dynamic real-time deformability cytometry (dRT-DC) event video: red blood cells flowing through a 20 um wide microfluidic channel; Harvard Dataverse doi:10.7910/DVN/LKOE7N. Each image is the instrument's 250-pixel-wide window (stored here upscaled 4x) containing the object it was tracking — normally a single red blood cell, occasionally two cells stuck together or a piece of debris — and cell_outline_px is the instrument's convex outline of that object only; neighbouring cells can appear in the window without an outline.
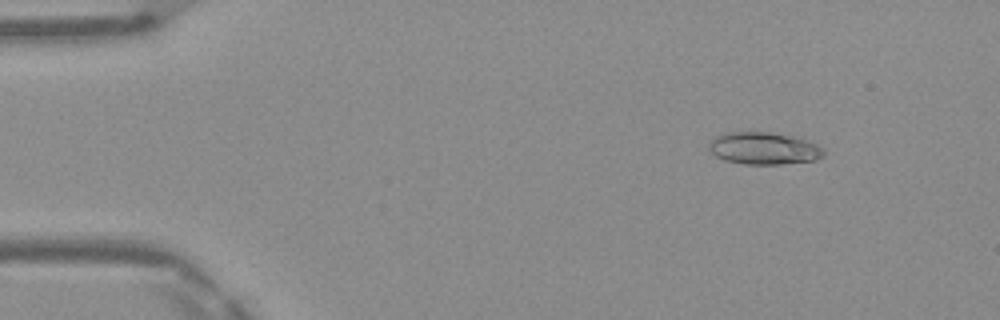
{"species": "Egyptian fruit bat (a non-hibernating species)", "species_latin": "Rousettus aegyptiacus", "temperature_condition": "warm", "stored_images_in_passage": 48, "camera_frame_rate_fps": 3000, "um_per_image_px": 0.085, "frame": {"image": 1, "passage_image": 6, "time_ms": 1.667, "image_size_px": [1000, 320], "cell_outline_px": [[824, 156], [816, 160], [780, 164], [744, 164], [724, 160], [716, 156], [708, 148], [708, 144], [716, 136], [724, 132], [768, 132], [808, 140], [824, 148]], "centroid_in_image_um": [64.92, 12.61], "position_along_channel_um": 20.1, "area_um2": 21.5}}
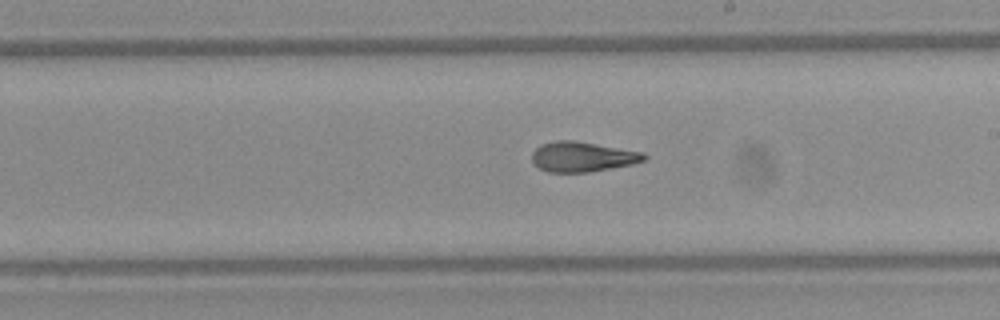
{"frame": {"image": 2, "passage_image": 28, "time_ms": 9.0, "image_size_px": [1000, 320], "cell_outline_px": [[648, 160], [632, 164], [588, 172], [548, 172], [540, 168], [532, 160], [532, 152], [540, 144], [556, 140], [576, 140], [644, 152], [648, 156]], "centroid_in_image_um": [49.54, 13.31], "position_along_channel_um": 239.5, "area_um2": 19.77}}
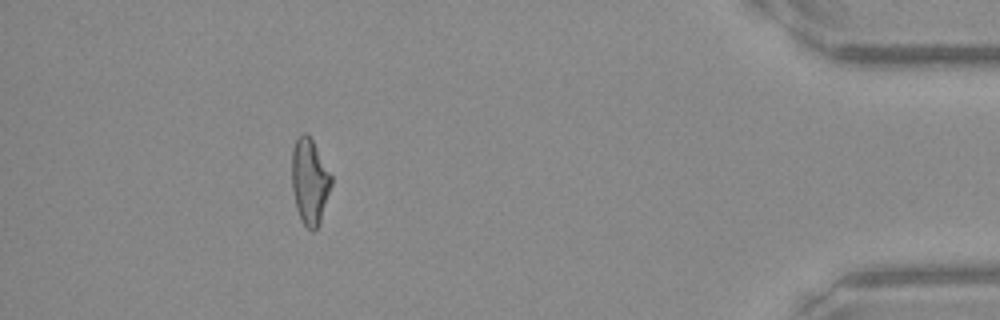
{"frame": {"image": 3, "passage_image": 44, "time_ms": 14.333, "image_size_px": [1000, 320], "cell_outline_px": [[332, 184], [320, 224], [312, 232], [300, 220], [296, 208], [292, 188], [292, 148], [296, 140], [304, 132], [308, 132], [332, 176]], "centroid_in_image_um": [26.32, 15.43], "position_along_channel_um": 408.9, "area_um2": 19.83}, "authors_computed_cell_mechanics": {"area_um2": 20.0855, "velocity_mm_per_s": 4.186, "shape_relaxation_time_tau1_ms": null, "shape_relaxation_time_tau2_ms": 2.2645, "deformation_change_tau1": null, "deformation_change_tau2": 0.1197}}